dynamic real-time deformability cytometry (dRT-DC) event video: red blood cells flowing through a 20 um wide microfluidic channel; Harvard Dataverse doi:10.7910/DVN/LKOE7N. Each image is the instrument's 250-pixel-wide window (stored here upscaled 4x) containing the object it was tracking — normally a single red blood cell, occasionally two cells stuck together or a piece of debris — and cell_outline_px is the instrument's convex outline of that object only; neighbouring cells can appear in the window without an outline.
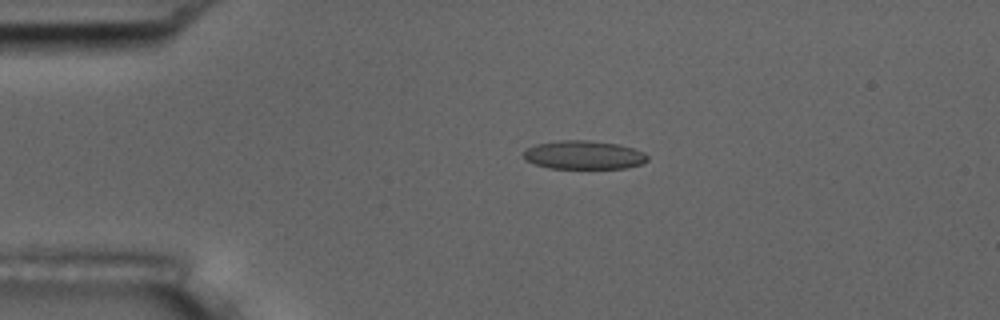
{"species": "common noctule bat (a hibernating species)", "species_latin": "Nyctalus noctula", "temperature_condition": "room temperature", "stored_images_in_passage": 3, "camera_frame_rate_fps": 3000, "um_per_image_px": 0.085, "animal": {"sex": "male", "body_mass_g": 17.5, "forearm_length_mm": 52.3}, "frame": {"image": 1, "passage_image": 2, "time_ms": 1.0, "image_size_px": [1000, 320], "cell_outline_px": [[648, 160], [644, 164], [624, 168], [548, 168], [524, 160], [524, 152], [528, 148], [536, 144], [560, 140], [588, 140], [620, 144], [644, 152], [648, 156]], "centroid_in_image_um": [49.65, 13.17], "position_along_channel_um": 35.3, "area_um2": 20.69}}